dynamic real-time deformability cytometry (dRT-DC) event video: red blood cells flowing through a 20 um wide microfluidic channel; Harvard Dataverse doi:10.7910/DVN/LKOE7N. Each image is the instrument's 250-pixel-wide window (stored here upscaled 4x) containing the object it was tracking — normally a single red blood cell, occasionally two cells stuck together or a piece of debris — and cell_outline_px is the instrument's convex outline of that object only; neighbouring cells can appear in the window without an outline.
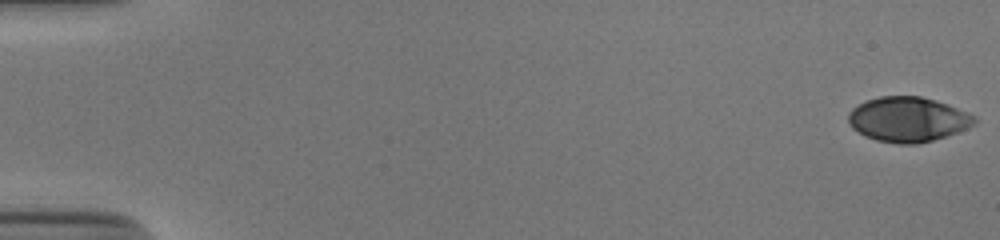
{"species": "human", "species_latin": "Homo sapiens", "temperature_condition": "cold", "stored_images_in_passage": 54, "camera_frame_rate_fps": 3000, "um_per_image_px": 0.085, "donor": {"sex": "male"}, "frame": {"image": 1, "passage_image": 1, "time_ms": 0.0, "image_size_px": [1000, 240], "cell_outline_px": [[976, 120], [968, 128], [948, 136], [916, 144], [900, 144], [876, 140], [864, 136], [852, 128], [848, 120], [848, 112], [852, 108], [868, 100], [880, 96], [920, 96], [936, 100], [948, 104], [968, 112], [976, 116]], "centroid_in_image_um": [77.18, 10.15], "position_along_channel_um": 7.8, "area_um2": 33.06}}
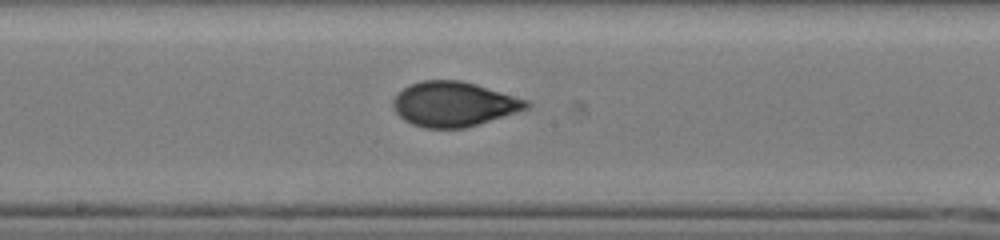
{"frame": {"image": 2, "passage_image": 30, "time_ms": 9.667, "image_size_px": [1000, 240], "cell_outline_px": [[532, 104], [528, 108], [516, 112], [464, 128], [424, 128], [412, 124], [404, 120], [396, 112], [392, 104], [392, 100], [404, 88], [420, 80], [460, 80], [476, 84], [528, 100]], "centroid_in_image_um": [38.56, 8.84], "position_along_channel_um": 209.6, "area_um2": 34.51}}
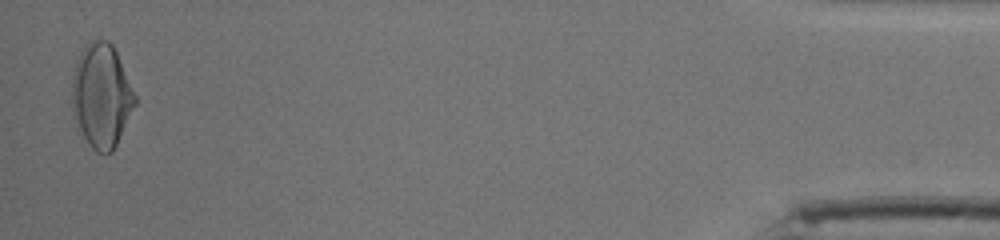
{"frame": {"image": 3, "passage_image": 53, "time_ms": 17.333, "image_size_px": [1000, 240], "cell_outline_px": [[136, 104], [112, 152], [104, 156], [96, 152], [76, 132], [72, 116], [72, 76], [76, 56], [88, 40], [108, 40], [112, 44], [116, 52], [136, 96]], "centroid_in_image_um": [8.56, 8.17], "position_along_channel_um": 426.6, "area_um2": 38.96}, "authors_computed_cell_mechanics": {"area_um2": 34.3043, "velocity_mm_per_s": 3.8876, "shape_relaxation_time_tau1_ms": 9.276, "shape_relaxation_time_tau2_ms": 0.85, "deformation_change_tau1": 0.2691, "deformation_change_tau2": 0.0477}}